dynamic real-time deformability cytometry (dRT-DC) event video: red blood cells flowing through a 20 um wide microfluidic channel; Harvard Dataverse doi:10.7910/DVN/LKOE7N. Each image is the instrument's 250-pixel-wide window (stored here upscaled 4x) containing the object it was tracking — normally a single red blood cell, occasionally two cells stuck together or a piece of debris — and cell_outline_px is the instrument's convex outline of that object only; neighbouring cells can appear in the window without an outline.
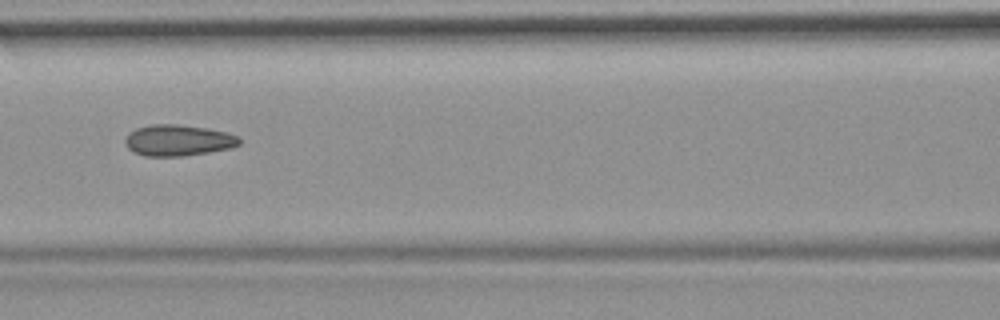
{"species": "common noctule bat (a hibernating species)", "species_latin": "Nyctalus noctula", "temperature_condition": "room temperature", "stored_images_in_passage": 15, "camera_frame_rate_fps": 3000, "um_per_image_px": 0.085, "animal": {"sex": "female", "body_mass_g": 19.9}, "frame": {"image": 1, "passage_image": 7, "time_ms": 2.0, "image_size_px": [1000, 320], "cell_outline_px": [[240, 144], [228, 148], [208, 152], [184, 156], [144, 156], [132, 152], [124, 144], [124, 140], [136, 128], [152, 124], [176, 124], [208, 128], [228, 132], [240, 136]], "centroid_in_image_um": [15.14, 11.93], "position_along_channel_um": 151.5, "area_um2": 20.81}}